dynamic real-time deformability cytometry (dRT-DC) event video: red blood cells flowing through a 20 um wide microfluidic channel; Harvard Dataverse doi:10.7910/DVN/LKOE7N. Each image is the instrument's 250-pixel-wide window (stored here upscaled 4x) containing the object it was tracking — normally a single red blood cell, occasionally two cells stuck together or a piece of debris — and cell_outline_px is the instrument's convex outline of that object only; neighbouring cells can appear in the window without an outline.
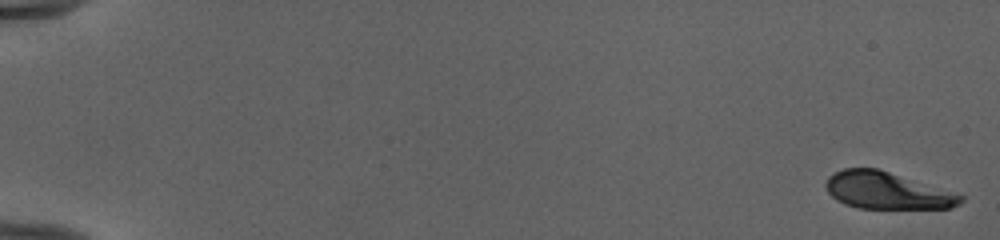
{"species": "human", "species_latin": "Homo sapiens", "temperature_condition": "cold", "stored_images_in_passage": 53, "camera_frame_rate_fps": 3000, "um_per_image_px": 0.085, "donor": {"sex": "female"}, "frame": {"image": 1, "passage_image": 1, "time_ms": 0.0, "image_size_px": [1000, 240], "cell_outline_px": [[964, 200], [960, 204], [952, 208], [860, 208], [844, 204], [836, 200], [828, 192], [824, 184], [828, 176], [844, 168], [876, 168], [964, 196]], "centroid_in_image_um": [75.34, 16.21], "position_along_channel_um": 9.7, "area_um2": 28.61}}
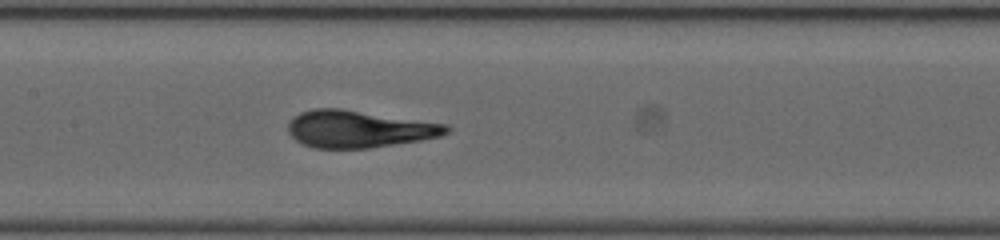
{"frame": {"image": 2, "passage_image": 28, "time_ms": 9.0, "image_size_px": [1000, 240], "cell_outline_px": [[452, 128], [448, 132], [440, 136], [420, 140], [368, 148], [312, 148], [300, 144], [288, 132], [288, 120], [300, 112], [312, 108], [340, 108], [448, 124]], "centroid_in_image_um": [30.47, 10.96], "position_along_channel_um": 176.9, "area_um2": 34.45}}
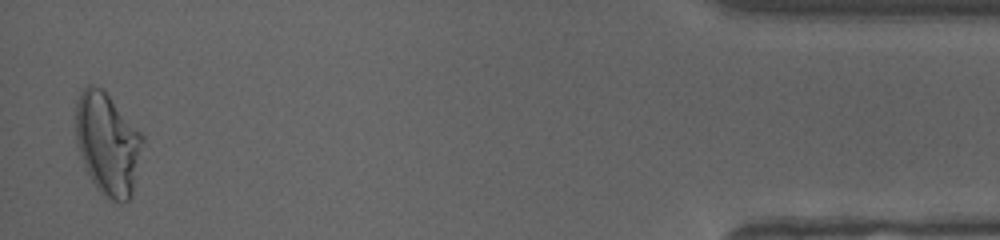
{"frame": {"image": 3, "passage_image": 52, "time_ms": 17.0, "image_size_px": [1000, 240], "cell_outline_px": [[144, 140], [132, 196], [128, 200], [120, 204], [108, 200], [96, 188], [84, 164], [76, 144], [76, 104], [80, 92], [88, 84], [92, 84], [100, 88], [108, 96], [144, 136]], "centroid_in_image_um": [9.15, 12.27], "position_along_channel_um": 426.0, "area_um2": 39.65}}